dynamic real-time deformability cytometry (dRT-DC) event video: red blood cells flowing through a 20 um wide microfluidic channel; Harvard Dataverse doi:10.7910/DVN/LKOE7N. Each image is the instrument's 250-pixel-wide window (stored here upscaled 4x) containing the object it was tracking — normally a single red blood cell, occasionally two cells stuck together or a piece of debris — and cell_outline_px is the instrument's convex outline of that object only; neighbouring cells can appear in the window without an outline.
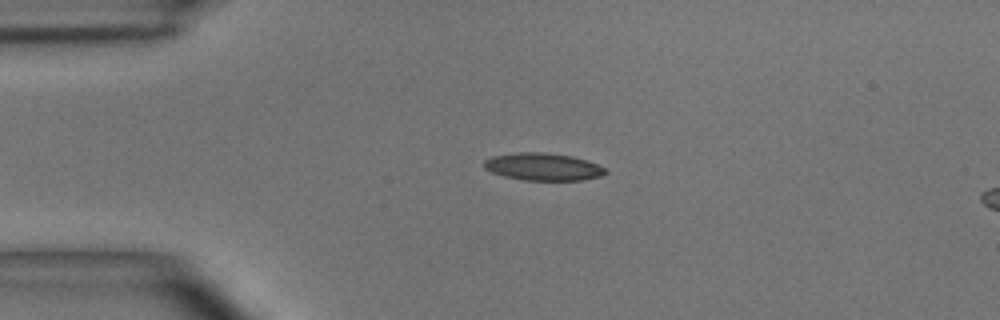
{"species": "common noctule bat (a hibernating species)", "species_latin": "Nyctalus noctula", "temperature_condition": "room temperature", "stored_images_in_passage": 43, "camera_frame_rate_fps": 3000, "um_per_image_px": 0.085, "animal": {"sex": "male", "body_mass_g": 15.6}, "frame": {"image": 1, "passage_image": 5, "time_ms": 1.333, "image_size_px": [1000, 320], "cell_outline_px": [[608, 172], [600, 176], [580, 180], [524, 180], [504, 176], [492, 172], [484, 168], [484, 160], [492, 156], [516, 152], [540, 152], [572, 156], [588, 160], [604, 168]], "centroid_in_image_um": [46.14, 14.17], "position_along_channel_um": 38.9, "area_um2": 19.31}}
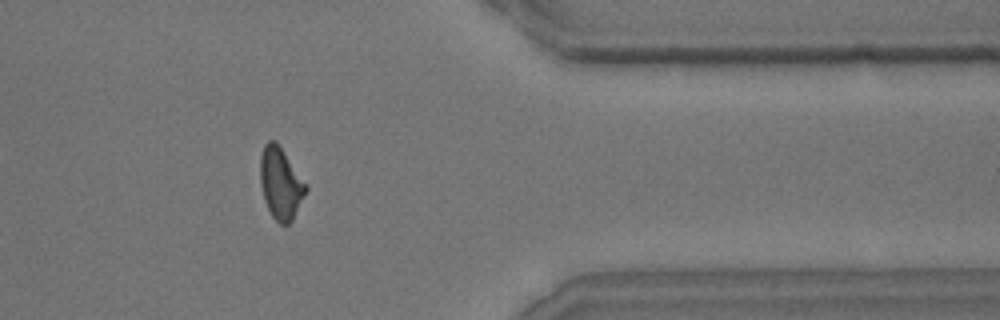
{"frame": {"image": 2, "passage_image": 34, "time_ms": 11.0, "image_size_px": [1000, 320], "cell_outline_px": [[308, 188], [292, 220], [288, 224], [280, 224], [272, 216], [264, 200], [260, 184], [260, 156], [264, 144], [268, 140], [276, 140], [308, 184]], "centroid_in_image_um": [23.86, 15.54], "position_along_channel_um": 387.5, "area_um2": 19.25}}
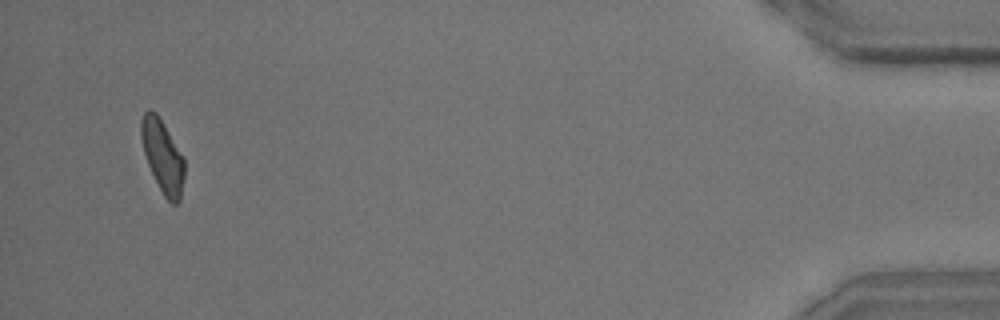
{"frame": {"image": 3, "passage_image": 41, "time_ms": 13.333, "image_size_px": [1000, 320], "cell_outline_px": [[184, 176], [180, 200], [176, 204], [172, 204], [164, 196], [148, 164], [144, 152], [140, 136], [140, 120], [144, 112], [148, 108], [156, 112], [164, 124], [184, 156]], "centroid_in_image_um": [13.82, 13.23], "position_along_channel_um": 421.4, "area_um2": 18.32}, "authors_computed_cell_mechanics": {"area_um2": 18.785, "velocity_mm_per_s": 4.0636, "shape_relaxation_time_tau1_ms": 5.6183, "shape_relaxation_time_tau2_ms": 3.5713, "deformation_change_tau1": 0.1667, "deformation_change_tau2": 0.1249}}